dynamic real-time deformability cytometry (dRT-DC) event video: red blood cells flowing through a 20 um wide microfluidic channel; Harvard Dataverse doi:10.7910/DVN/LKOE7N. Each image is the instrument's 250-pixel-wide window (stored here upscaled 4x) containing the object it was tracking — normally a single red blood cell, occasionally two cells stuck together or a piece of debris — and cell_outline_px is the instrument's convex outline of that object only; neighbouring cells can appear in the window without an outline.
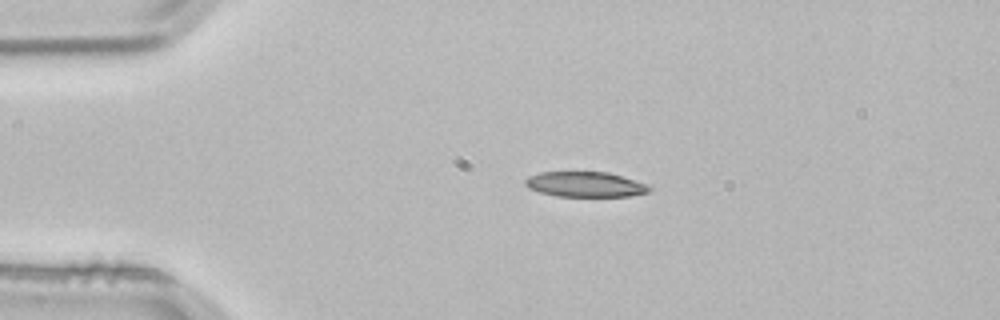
{"species": "common noctule bat (a hibernating species)", "species_latin": "Nyctalus noctula", "temperature_condition": "room temperature", "stored_images_in_passage": 2, "camera_frame_rate_fps": 3000, "um_per_image_px": 0.085, "animal": {"sex": "male", "body_mass_g": 21.5, "forearm_length_mm": 52.0}, "frame": {"image": 1, "passage_image": 1, "time_ms": 0.0, "image_size_px": [1000, 320], "cell_outline_px": [[652, 188], [648, 192], [628, 196], [556, 196], [540, 192], [528, 188], [524, 184], [524, 180], [528, 176], [540, 172], [608, 172], [644, 184]], "centroid_in_image_um": [49.66, 15.67], "position_along_channel_um": 35.3, "area_um2": 17.98}}